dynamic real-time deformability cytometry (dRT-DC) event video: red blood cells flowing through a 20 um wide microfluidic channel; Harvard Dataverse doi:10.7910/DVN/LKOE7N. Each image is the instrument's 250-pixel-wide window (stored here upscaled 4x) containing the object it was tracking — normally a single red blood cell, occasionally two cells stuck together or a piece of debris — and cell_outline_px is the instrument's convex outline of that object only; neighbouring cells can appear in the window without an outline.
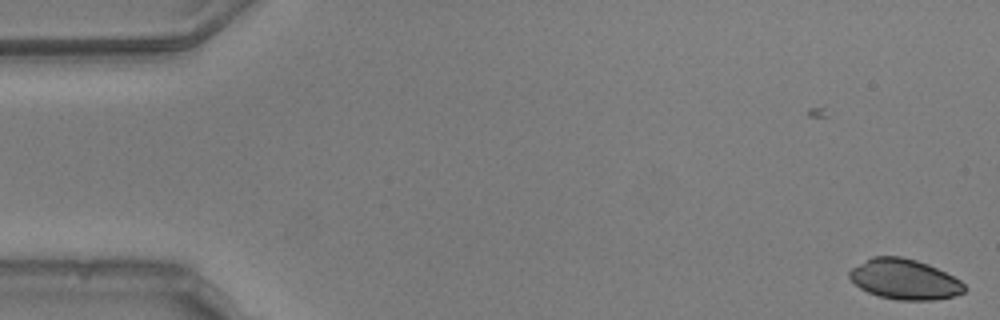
{"species": "common noctule bat (a hibernating species)", "species_latin": "Nyctalus noctula", "temperature_condition": "warm", "stored_images_in_passage": 4, "camera_frame_rate_fps": 3000, "um_per_image_px": 0.085, "animal": {"sex": "male", "body_mass_g": 20.5, "forearm_length_mm": 52.5}, "frame": {"image": 1, "passage_image": 4, "time_ms": 1.0, "image_size_px": [1000, 320], "cell_outline_px": [[964, 292], [952, 296], [936, 300], [896, 300], [880, 296], [868, 292], [860, 288], [848, 276], [848, 272], [852, 268], [872, 256], [900, 256], [916, 260], [928, 264], [960, 280], [964, 284]], "centroid_in_image_um": [76.86, 23.74], "position_along_channel_um": 8.1, "area_um2": 26.76}}